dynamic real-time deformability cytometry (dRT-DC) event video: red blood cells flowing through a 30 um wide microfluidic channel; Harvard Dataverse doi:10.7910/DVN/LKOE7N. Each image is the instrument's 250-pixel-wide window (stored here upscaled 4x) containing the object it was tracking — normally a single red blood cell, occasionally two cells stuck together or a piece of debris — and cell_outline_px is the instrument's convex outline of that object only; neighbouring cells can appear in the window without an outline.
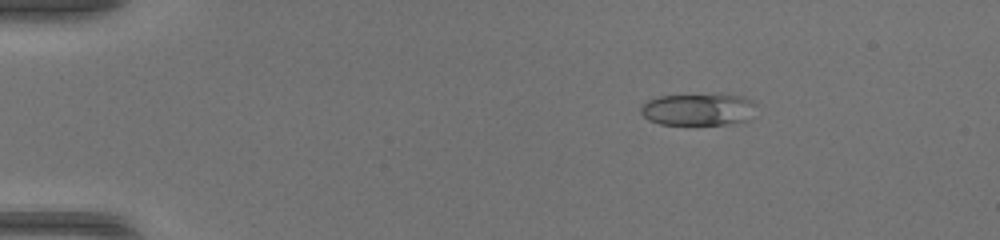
{"species": "common noctule bat (a hibernating species)", "species_latin": "Nyctalus noctula", "temperature_condition": "warm", "stored_images_in_passage": 50, "camera_frame_rate_fps": 3000, "um_per_image_px": 0.085, "animal": {"sex": "female", "body_mass_g": 17.0, "forearm_length_mm": 48.0}, "frame": {"image": 1, "passage_image": 9, "time_ms": 2.667, "image_size_px": [1000, 240], "cell_outline_px": [[756, 116], [748, 120], [732, 124], [660, 124], [648, 120], [640, 112], [640, 104], [648, 100], [660, 96], [716, 92], [720, 92], [744, 96], [752, 100], [756, 104]], "centroid_in_image_um": [59.43, 9.26], "position_along_channel_um": 25.6, "area_um2": 22.72}}
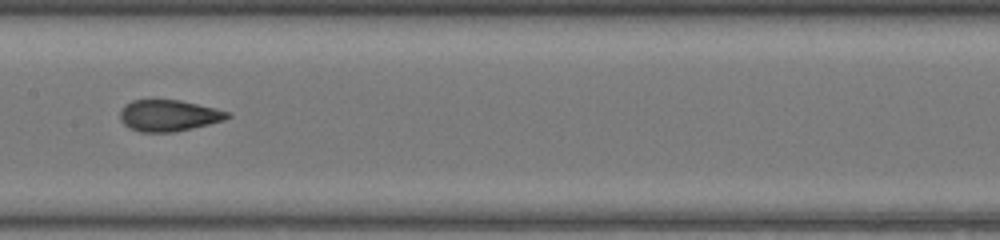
{"frame": {"image": 2, "passage_image": 27, "time_ms": 8.667, "image_size_px": [1000, 240], "cell_outline_px": [[232, 116], [224, 120], [192, 128], [172, 132], [140, 132], [128, 128], [120, 120], [120, 112], [124, 104], [132, 100], [180, 100], [216, 108], [228, 112]], "centroid_in_image_um": [14.31, 9.82], "position_along_channel_um": 193.1, "area_um2": 19.65}}
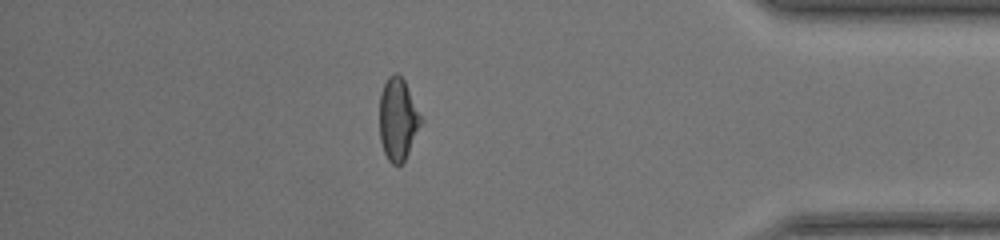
{"frame": {"image": 3, "passage_image": 44, "time_ms": 14.333, "image_size_px": [1000, 240], "cell_outline_px": [[424, 120], [404, 160], [400, 164], [392, 164], [388, 160], [384, 152], [380, 140], [380, 92], [388, 76], [396, 72], [404, 80]], "centroid_in_image_um": [33.83, 10.12], "position_along_channel_um": 401.4, "area_um2": 19.83}, "authors_computed_cell_mechanics": {"area_um2": 20.3456, "velocity_mm_per_s": 4.2695, "shape_relaxation_time_tau1_ms": 10.6994, "shape_relaxation_time_tau2_ms": 1.0091, "deformation_change_tau1": 0.2857, "deformation_change_tau2": 0.0685}}